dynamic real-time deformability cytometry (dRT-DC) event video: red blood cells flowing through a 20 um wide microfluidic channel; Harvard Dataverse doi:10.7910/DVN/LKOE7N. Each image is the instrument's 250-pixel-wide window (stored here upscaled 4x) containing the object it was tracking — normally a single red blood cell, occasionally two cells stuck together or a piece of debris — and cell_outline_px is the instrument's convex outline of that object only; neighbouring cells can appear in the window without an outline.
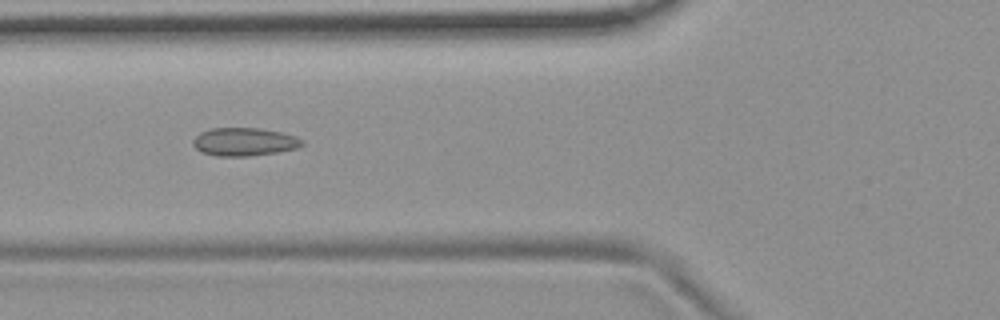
{"species": "common noctule bat (a hibernating species)", "species_latin": "Nyctalus noctula", "temperature_condition": "room temperature", "stored_images_in_passage": 10, "camera_frame_rate_fps": 3000, "um_per_image_px": 0.085, "animal": {"sex": "female", "body_mass_g": 19.9}, "frame": {"image": 1, "passage_image": 6, "time_ms": 1.667, "image_size_px": [1000, 320], "cell_outline_px": [[304, 144], [296, 148], [276, 152], [252, 156], [216, 156], [200, 152], [192, 144], [192, 140], [200, 132], [212, 128], [260, 128], [280, 132], [296, 136], [304, 140]], "centroid_in_image_um": [20.75, 12.05], "position_along_channel_um": 105.1, "area_um2": 17.98}}
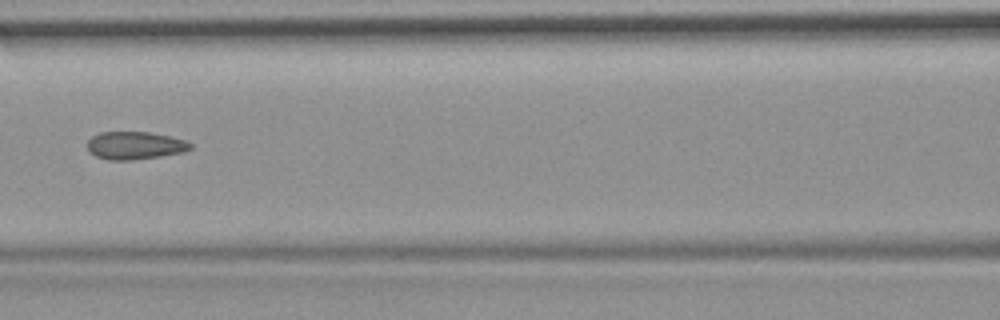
{"frame": {"image": 2, "passage_image": 7, "time_ms": 2.0, "image_size_px": [1000, 320], "cell_outline_px": [[192, 148], [184, 152], [160, 156], [132, 160], [108, 160], [96, 156], [88, 152], [88, 140], [92, 136], [100, 132], [148, 132], [188, 140], [192, 144]], "centroid_in_image_um": [11.48, 12.37], "position_along_channel_um": 155.1, "area_um2": 16.76}}
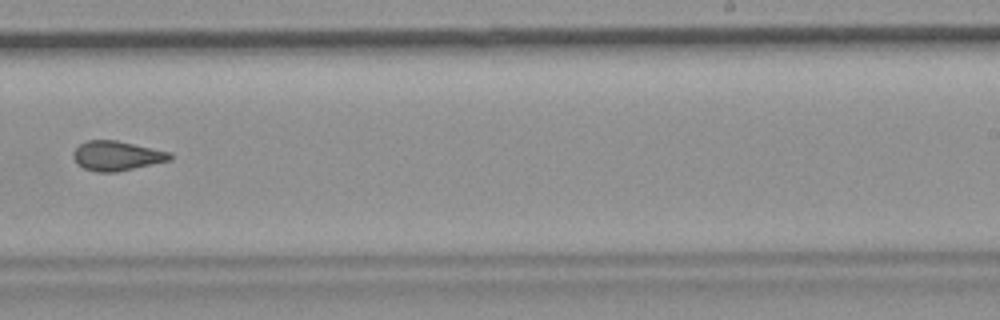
{"frame": {"image": 3, "passage_image": 10, "time_ms": 3.0, "image_size_px": [1000, 320], "cell_outline_px": [[172, 160], [116, 172], [96, 172], [84, 168], [76, 164], [72, 156], [72, 152], [80, 144], [88, 140], [116, 140], [172, 152]], "centroid_in_image_um": [9.92, 13.24], "position_along_channel_um": 279.1, "area_um2": 16.82}}